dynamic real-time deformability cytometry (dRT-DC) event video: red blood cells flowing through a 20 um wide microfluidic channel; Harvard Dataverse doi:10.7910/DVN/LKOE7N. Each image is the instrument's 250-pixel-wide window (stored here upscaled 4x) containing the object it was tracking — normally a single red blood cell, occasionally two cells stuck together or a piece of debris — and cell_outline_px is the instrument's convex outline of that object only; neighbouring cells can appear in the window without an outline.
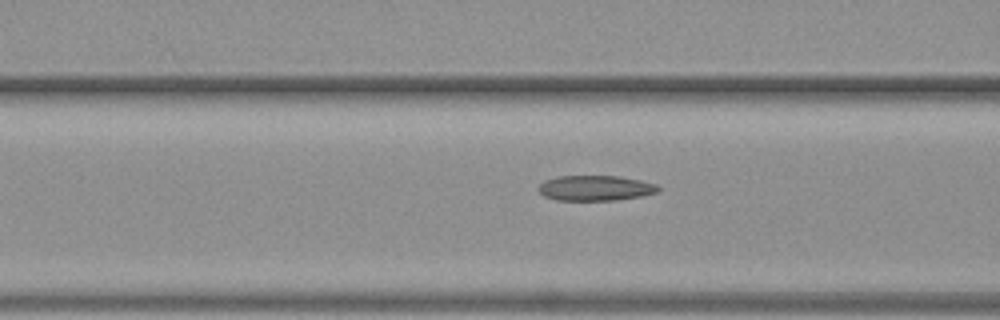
{"species": "common noctule bat (a hibernating species)", "species_latin": "Nyctalus noctula", "temperature_condition": "warm", "stored_images_in_passage": 7, "camera_frame_rate_fps": 3000, "um_per_image_px": 0.085, "animal": {"sex": "female", "body_mass_g": 19.3, "forearm_length_mm": 54.1}, "frame": {"image": 1, "passage_image": 5, "time_ms": 1.333, "image_size_px": [1000, 320], "cell_outline_px": [[660, 188], [656, 192], [640, 196], [616, 200], [556, 200], [544, 196], [536, 188], [544, 180], [556, 176], [620, 176], [640, 180], [656, 184]], "centroid_in_image_um": [50.56, 15.98], "position_along_channel_um": 116.0, "area_um2": 17.63}}